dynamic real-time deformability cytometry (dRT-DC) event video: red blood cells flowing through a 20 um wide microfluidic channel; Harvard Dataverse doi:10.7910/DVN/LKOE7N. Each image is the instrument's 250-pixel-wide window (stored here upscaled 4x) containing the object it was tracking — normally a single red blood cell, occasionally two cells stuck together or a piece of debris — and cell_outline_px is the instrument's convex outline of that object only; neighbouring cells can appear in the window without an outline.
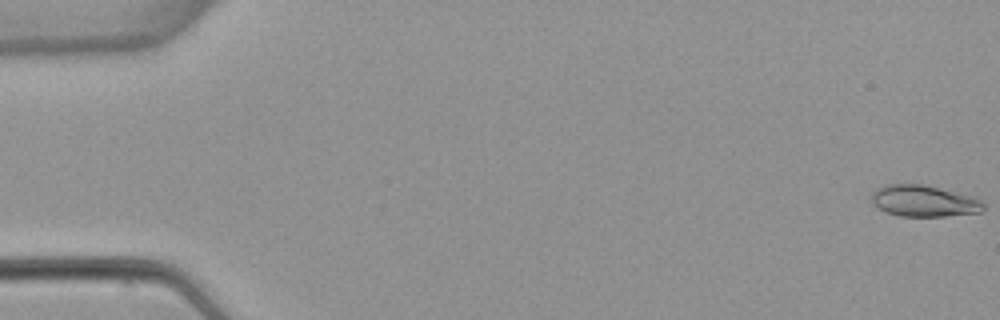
{"species": "common noctule bat (a hibernating species)", "species_latin": "Nyctalus noctula", "temperature_condition": "warm", "stored_images_in_passage": 53, "camera_frame_rate_fps": 3000, "um_per_image_px": 0.085, "animal": {"sex": "female", "body_mass_g": 22.7, "forearm_length_mm": 54.2}, "frame": {"image": 1, "passage_image": 1, "time_ms": 0.0, "image_size_px": [1000, 320], "cell_outline_px": [[984, 208], [980, 212], [944, 216], [900, 216], [884, 212], [872, 204], [872, 192], [876, 188], [884, 184], [924, 184], [972, 196], [980, 200], [984, 204]], "centroid_in_image_um": [78.48, 17.08], "position_along_channel_um": 6.5, "area_um2": 20.58}}
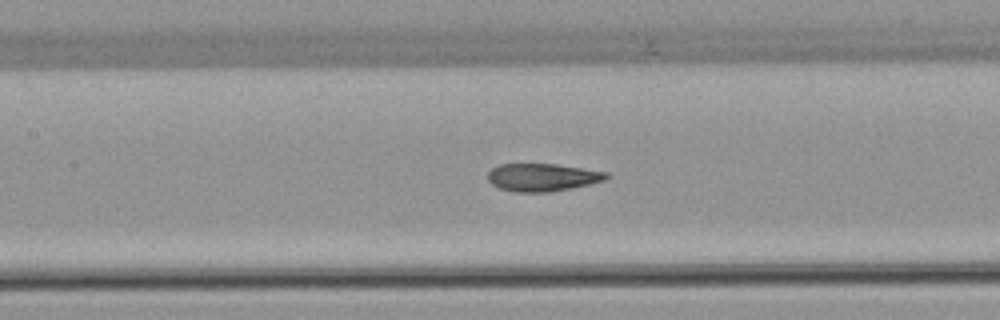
{"frame": {"image": 2, "passage_image": 25, "time_ms": 8.0, "image_size_px": [1000, 320], "cell_outline_px": [[612, 176], [604, 180], [572, 188], [548, 192], [512, 192], [500, 188], [492, 184], [488, 180], [488, 172], [492, 168], [500, 164], [556, 164], [608, 172]], "centroid_in_image_um": [46.11, 15.07], "position_along_channel_um": 161.3, "area_um2": 19.19}}
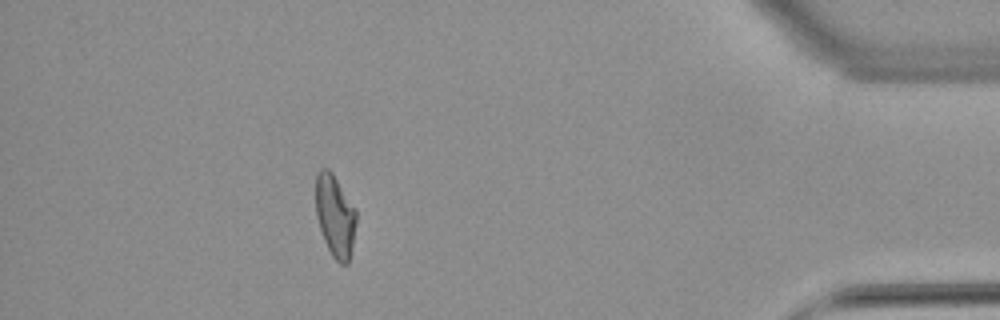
{"frame": {"image": 3, "passage_image": 48, "time_ms": 15.667, "image_size_px": [1000, 320], "cell_outline_px": [[356, 224], [348, 264], [340, 264], [332, 256], [324, 240], [316, 216], [316, 172], [320, 168], [328, 168], [332, 172], [356, 208]], "centroid_in_image_um": [28.48, 18.31], "position_along_channel_um": 406.7, "area_um2": 19.42}, "authors_computed_cell_mechanics": {"area_um2": 19.8254, "velocity_mm_per_s": 3.8751, "shape_relaxation_time_tau1_ms": 5.6614, "shape_relaxation_time_tau2_ms": 1.3104, "deformation_change_tau1": 0.203, "deformation_change_tau2": 0.0765}}